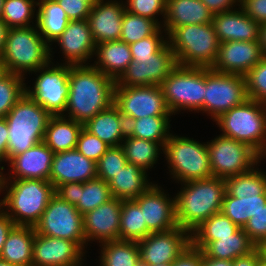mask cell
I'll return each instance as SVG.
<instances>
[{
  "mask_svg": "<svg viewBox=\"0 0 266 266\" xmlns=\"http://www.w3.org/2000/svg\"><path fill=\"white\" fill-rule=\"evenodd\" d=\"M122 201L112 198L83 215L86 245L90 241L100 243L119 240Z\"/></svg>",
  "mask_w": 266,
  "mask_h": 266,
  "instance_id": "21",
  "label": "cell"
},
{
  "mask_svg": "<svg viewBox=\"0 0 266 266\" xmlns=\"http://www.w3.org/2000/svg\"><path fill=\"white\" fill-rule=\"evenodd\" d=\"M127 163L121 146L110 147L96 163L97 178L108 183Z\"/></svg>",
  "mask_w": 266,
  "mask_h": 266,
  "instance_id": "44",
  "label": "cell"
},
{
  "mask_svg": "<svg viewBox=\"0 0 266 266\" xmlns=\"http://www.w3.org/2000/svg\"><path fill=\"white\" fill-rule=\"evenodd\" d=\"M34 238V227L15 226L3 245L0 259L17 266H32Z\"/></svg>",
  "mask_w": 266,
  "mask_h": 266,
  "instance_id": "32",
  "label": "cell"
},
{
  "mask_svg": "<svg viewBox=\"0 0 266 266\" xmlns=\"http://www.w3.org/2000/svg\"><path fill=\"white\" fill-rule=\"evenodd\" d=\"M64 9L70 21L87 19L91 6L83 0H56Z\"/></svg>",
  "mask_w": 266,
  "mask_h": 266,
  "instance_id": "50",
  "label": "cell"
},
{
  "mask_svg": "<svg viewBox=\"0 0 266 266\" xmlns=\"http://www.w3.org/2000/svg\"><path fill=\"white\" fill-rule=\"evenodd\" d=\"M84 124L65 116H51L48 120L43 142L53 153L76 149Z\"/></svg>",
  "mask_w": 266,
  "mask_h": 266,
  "instance_id": "30",
  "label": "cell"
},
{
  "mask_svg": "<svg viewBox=\"0 0 266 266\" xmlns=\"http://www.w3.org/2000/svg\"><path fill=\"white\" fill-rule=\"evenodd\" d=\"M245 79L247 97L266 105V56L245 75Z\"/></svg>",
  "mask_w": 266,
  "mask_h": 266,
  "instance_id": "45",
  "label": "cell"
},
{
  "mask_svg": "<svg viewBox=\"0 0 266 266\" xmlns=\"http://www.w3.org/2000/svg\"><path fill=\"white\" fill-rule=\"evenodd\" d=\"M162 152L169 164V172L177 182L184 183L213 176L205 143L171 133Z\"/></svg>",
  "mask_w": 266,
  "mask_h": 266,
  "instance_id": "9",
  "label": "cell"
},
{
  "mask_svg": "<svg viewBox=\"0 0 266 266\" xmlns=\"http://www.w3.org/2000/svg\"><path fill=\"white\" fill-rule=\"evenodd\" d=\"M159 28L160 26L155 21L125 10L120 40L130 45L153 35Z\"/></svg>",
  "mask_w": 266,
  "mask_h": 266,
  "instance_id": "42",
  "label": "cell"
},
{
  "mask_svg": "<svg viewBox=\"0 0 266 266\" xmlns=\"http://www.w3.org/2000/svg\"><path fill=\"white\" fill-rule=\"evenodd\" d=\"M147 177V172L144 169L127 163L108 182L113 198H118L121 201L135 200L153 184L149 183Z\"/></svg>",
  "mask_w": 266,
  "mask_h": 266,
  "instance_id": "31",
  "label": "cell"
},
{
  "mask_svg": "<svg viewBox=\"0 0 266 266\" xmlns=\"http://www.w3.org/2000/svg\"><path fill=\"white\" fill-rule=\"evenodd\" d=\"M137 266H172V263H164V264L150 265V264H143V263L140 262Z\"/></svg>",
  "mask_w": 266,
  "mask_h": 266,
  "instance_id": "62",
  "label": "cell"
},
{
  "mask_svg": "<svg viewBox=\"0 0 266 266\" xmlns=\"http://www.w3.org/2000/svg\"><path fill=\"white\" fill-rule=\"evenodd\" d=\"M112 198L108 183L100 178H95L79 183L78 203L75 207L80 214L84 215L101 204L110 201Z\"/></svg>",
  "mask_w": 266,
  "mask_h": 266,
  "instance_id": "40",
  "label": "cell"
},
{
  "mask_svg": "<svg viewBox=\"0 0 266 266\" xmlns=\"http://www.w3.org/2000/svg\"><path fill=\"white\" fill-rule=\"evenodd\" d=\"M162 189L153 183L134 200L142 210L147 229L151 233L166 232L179 227L176 220L175 197L170 198Z\"/></svg>",
  "mask_w": 266,
  "mask_h": 266,
  "instance_id": "18",
  "label": "cell"
},
{
  "mask_svg": "<svg viewBox=\"0 0 266 266\" xmlns=\"http://www.w3.org/2000/svg\"><path fill=\"white\" fill-rule=\"evenodd\" d=\"M51 115L26 93L5 116L8 123L7 162L43 142Z\"/></svg>",
  "mask_w": 266,
  "mask_h": 266,
  "instance_id": "6",
  "label": "cell"
},
{
  "mask_svg": "<svg viewBox=\"0 0 266 266\" xmlns=\"http://www.w3.org/2000/svg\"><path fill=\"white\" fill-rule=\"evenodd\" d=\"M0 266H17V265L11 264L5 260L0 259Z\"/></svg>",
  "mask_w": 266,
  "mask_h": 266,
  "instance_id": "65",
  "label": "cell"
},
{
  "mask_svg": "<svg viewBox=\"0 0 266 266\" xmlns=\"http://www.w3.org/2000/svg\"><path fill=\"white\" fill-rule=\"evenodd\" d=\"M121 147L127 162L141 167L146 172L156 164L160 151H163V147L157 142L139 139L127 134Z\"/></svg>",
  "mask_w": 266,
  "mask_h": 266,
  "instance_id": "38",
  "label": "cell"
},
{
  "mask_svg": "<svg viewBox=\"0 0 266 266\" xmlns=\"http://www.w3.org/2000/svg\"><path fill=\"white\" fill-rule=\"evenodd\" d=\"M99 266H137L140 262V250L134 241H108L101 243Z\"/></svg>",
  "mask_w": 266,
  "mask_h": 266,
  "instance_id": "37",
  "label": "cell"
},
{
  "mask_svg": "<svg viewBox=\"0 0 266 266\" xmlns=\"http://www.w3.org/2000/svg\"><path fill=\"white\" fill-rule=\"evenodd\" d=\"M150 233L139 205L134 200L122 201L119 240L138 242Z\"/></svg>",
  "mask_w": 266,
  "mask_h": 266,
  "instance_id": "39",
  "label": "cell"
},
{
  "mask_svg": "<svg viewBox=\"0 0 266 266\" xmlns=\"http://www.w3.org/2000/svg\"><path fill=\"white\" fill-rule=\"evenodd\" d=\"M34 229L38 234L68 239L76 242L83 250L87 248L83 215L75 205L62 200L56 194L51 197Z\"/></svg>",
  "mask_w": 266,
  "mask_h": 266,
  "instance_id": "14",
  "label": "cell"
},
{
  "mask_svg": "<svg viewBox=\"0 0 266 266\" xmlns=\"http://www.w3.org/2000/svg\"><path fill=\"white\" fill-rule=\"evenodd\" d=\"M163 19V31L167 35L173 28L212 23L213 13L201 0H166Z\"/></svg>",
  "mask_w": 266,
  "mask_h": 266,
  "instance_id": "27",
  "label": "cell"
},
{
  "mask_svg": "<svg viewBox=\"0 0 266 266\" xmlns=\"http://www.w3.org/2000/svg\"><path fill=\"white\" fill-rule=\"evenodd\" d=\"M223 132L238 142L249 145L262 158L266 155V105L247 99L221 114L216 120Z\"/></svg>",
  "mask_w": 266,
  "mask_h": 266,
  "instance_id": "8",
  "label": "cell"
},
{
  "mask_svg": "<svg viewBox=\"0 0 266 266\" xmlns=\"http://www.w3.org/2000/svg\"><path fill=\"white\" fill-rule=\"evenodd\" d=\"M69 65H88L94 57L96 43L93 40L87 19L70 21L62 34L55 39ZM87 62V63H86Z\"/></svg>",
  "mask_w": 266,
  "mask_h": 266,
  "instance_id": "22",
  "label": "cell"
},
{
  "mask_svg": "<svg viewBox=\"0 0 266 266\" xmlns=\"http://www.w3.org/2000/svg\"><path fill=\"white\" fill-rule=\"evenodd\" d=\"M8 31L9 27L5 24V22L2 19H0V59L4 51L5 41Z\"/></svg>",
  "mask_w": 266,
  "mask_h": 266,
  "instance_id": "59",
  "label": "cell"
},
{
  "mask_svg": "<svg viewBox=\"0 0 266 266\" xmlns=\"http://www.w3.org/2000/svg\"><path fill=\"white\" fill-rule=\"evenodd\" d=\"M203 253L192 244L172 263V266H201Z\"/></svg>",
  "mask_w": 266,
  "mask_h": 266,
  "instance_id": "52",
  "label": "cell"
},
{
  "mask_svg": "<svg viewBox=\"0 0 266 266\" xmlns=\"http://www.w3.org/2000/svg\"><path fill=\"white\" fill-rule=\"evenodd\" d=\"M15 226L13 220L0 208V254L10 231Z\"/></svg>",
  "mask_w": 266,
  "mask_h": 266,
  "instance_id": "55",
  "label": "cell"
},
{
  "mask_svg": "<svg viewBox=\"0 0 266 266\" xmlns=\"http://www.w3.org/2000/svg\"><path fill=\"white\" fill-rule=\"evenodd\" d=\"M87 2L91 7L94 6L99 0H83Z\"/></svg>",
  "mask_w": 266,
  "mask_h": 266,
  "instance_id": "68",
  "label": "cell"
},
{
  "mask_svg": "<svg viewBox=\"0 0 266 266\" xmlns=\"http://www.w3.org/2000/svg\"><path fill=\"white\" fill-rule=\"evenodd\" d=\"M126 125L124 116L113 103L110 107L89 119L84 124V128L110 147H117L121 146L127 134Z\"/></svg>",
  "mask_w": 266,
  "mask_h": 266,
  "instance_id": "28",
  "label": "cell"
},
{
  "mask_svg": "<svg viewBox=\"0 0 266 266\" xmlns=\"http://www.w3.org/2000/svg\"><path fill=\"white\" fill-rule=\"evenodd\" d=\"M240 7L257 23H266V0H240Z\"/></svg>",
  "mask_w": 266,
  "mask_h": 266,
  "instance_id": "51",
  "label": "cell"
},
{
  "mask_svg": "<svg viewBox=\"0 0 266 266\" xmlns=\"http://www.w3.org/2000/svg\"><path fill=\"white\" fill-rule=\"evenodd\" d=\"M1 190L7 194L0 208L16 226L35 227L55 194L53 184L40 179H2Z\"/></svg>",
  "mask_w": 266,
  "mask_h": 266,
  "instance_id": "3",
  "label": "cell"
},
{
  "mask_svg": "<svg viewBox=\"0 0 266 266\" xmlns=\"http://www.w3.org/2000/svg\"><path fill=\"white\" fill-rule=\"evenodd\" d=\"M55 194L69 204L76 205L78 203L79 182L60 184L55 188Z\"/></svg>",
  "mask_w": 266,
  "mask_h": 266,
  "instance_id": "53",
  "label": "cell"
},
{
  "mask_svg": "<svg viewBox=\"0 0 266 266\" xmlns=\"http://www.w3.org/2000/svg\"><path fill=\"white\" fill-rule=\"evenodd\" d=\"M243 230L257 247L266 242V205L247 221Z\"/></svg>",
  "mask_w": 266,
  "mask_h": 266,
  "instance_id": "49",
  "label": "cell"
},
{
  "mask_svg": "<svg viewBox=\"0 0 266 266\" xmlns=\"http://www.w3.org/2000/svg\"><path fill=\"white\" fill-rule=\"evenodd\" d=\"M256 248V244L243 228H240L231 236L219 237V240L210 241L201 251L204 257L233 261L239 256L253 252Z\"/></svg>",
  "mask_w": 266,
  "mask_h": 266,
  "instance_id": "34",
  "label": "cell"
},
{
  "mask_svg": "<svg viewBox=\"0 0 266 266\" xmlns=\"http://www.w3.org/2000/svg\"><path fill=\"white\" fill-rule=\"evenodd\" d=\"M184 187H183V185ZM175 197L176 220L190 235L212 215L221 212L225 179L215 176L181 183Z\"/></svg>",
  "mask_w": 266,
  "mask_h": 266,
  "instance_id": "2",
  "label": "cell"
},
{
  "mask_svg": "<svg viewBox=\"0 0 266 266\" xmlns=\"http://www.w3.org/2000/svg\"><path fill=\"white\" fill-rule=\"evenodd\" d=\"M162 28L160 27L153 35L130 44L133 59L152 58V55L158 53L168 43L167 37L162 36Z\"/></svg>",
  "mask_w": 266,
  "mask_h": 266,
  "instance_id": "46",
  "label": "cell"
},
{
  "mask_svg": "<svg viewBox=\"0 0 266 266\" xmlns=\"http://www.w3.org/2000/svg\"><path fill=\"white\" fill-rule=\"evenodd\" d=\"M247 99L245 76L205 68L204 113L213 121Z\"/></svg>",
  "mask_w": 266,
  "mask_h": 266,
  "instance_id": "13",
  "label": "cell"
},
{
  "mask_svg": "<svg viewBox=\"0 0 266 266\" xmlns=\"http://www.w3.org/2000/svg\"><path fill=\"white\" fill-rule=\"evenodd\" d=\"M94 55L93 66L115 81L133 60L130 45L121 40L96 44Z\"/></svg>",
  "mask_w": 266,
  "mask_h": 266,
  "instance_id": "29",
  "label": "cell"
},
{
  "mask_svg": "<svg viewBox=\"0 0 266 266\" xmlns=\"http://www.w3.org/2000/svg\"><path fill=\"white\" fill-rule=\"evenodd\" d=\"M110 148L108 144L82 128L77 141L76 149L86 158L98 162L102 155Z\"/></svg>",
  "mask_w": 266,
  "mask_h": 266,
  "instance_id": "48",
  "label": "cell"
},
{
  "mask_svg": "<svg viewBox=\"0 0 266 266\" xmlns=\"http://www.w3.org/2000/svg\"><path fill=\"white\" fill-rule=\"evenodd\" d=\"M23 76L8 73L0 80V118L5 117L26 93Z\"/></svg>",
  "mask_w": 266,
  "mask_h": 266,
  "instance_id": "43",
  "label": "cell"
},
{
  "mask_svg": "<svg viewBox=\"0 0 266 266\" xmlns=\"http://www.w3.org/2000/svg\"><path fill=\"white\" fill-rule=\"evenodd\" d=\"M1 59L8 73L23 77L53 60L50 45L40 35L37 25L9 28Z\"/></svg>",
  "mask_w": 266,
  "mask_h": 266,
  "instance_id": "7",
  "label": "cell"
},
{
  "mask_svg": "<svg viewBox=\"0 0 266 266\" xmlns=\"http://www.w3.org/2000/svg\"><path fill=\"white\" fill-rule=\"evenodd\" d=\"M240 227L233 223L222 212L212 215L205 220L191 234V244L201 250L210 241L219 240V237L231 236L236 233Z\"/></svg>",
  "mask_w": 266,
  "mask_h": 266,
  "instance_id": "36",
  "label": "cell"
},
{
  "mask_svg": "<svg viewBox=\"0 0 266 266\" xmlns=\"http://www.w3.org/2000/svg\"><path fill=\"white\" fill-rule=\"evenodd\" d=\"M37 8L38 31L43 39L50 45L51 58L53 57L52 43L62 34L70 20L64 9L56 0H38Z\"/></svg>",
  "mask_w": 266,
  "mask_h": 266,
  "instance_id": "33",
  "label": "cell"
},
{
  "mask_svg": "<svg viewBox=\"0 0 266 266\" xmlns=\"http://www.w3.org/2000/svg\"><path fill=\"white\" fill-rule=\"evenodd\" d=\"M36 6L38 2L35 0H5L1 19L9 28H19L34 26L33 19L36 17L35 25H37Z\"/></svg>",
  "mask_w": 266,
  "mask_h": 266,
  "instance_id": "41",
  "label": "cell"
},
{
  "mask_svg": "<svg viewBox=\"0 0 266 266\" xmlns=\"http://www.w3.org/2000/svg\"><path fill=\"white\" fill-rule=\"evenodd\" d=\"M143 264L173 263L191 245V235L181 227L166 232L150 233L137 242Z\"/></svg>",
  "mask_w": 266,
  "mask_h": 266,
  "instance_id": "17",
  "label": "cell"
},
{
  "mask_svg": "<svg viewBox=\"0 0 266 266\" xmlns=\"http://www.w3.org/2000/svg\"><path fill=\"white\" fill-rule=\"evenodd\" d=\"M263 57L259 41H228L220 43L211 69L245 76Z\"/></svg>",
  "mask_w": 266,
  "mask_h": 266,
  "instance_id": "20",
  "label": "cell"
},
{
  "mask_svg": "<svg viewBox=\"0 0 266 266\" xmlns=\"http://www.w3.org/2000/svg\"><path fill=\"white\" fill-rule=\"evenodd\" d=\"M124 12L123 1L99 0L91 7L87 21L96 44L120 40Z\"/></svg>",
  "mask_w": 266,
  "mask_h": 266,
  "instance_id": "24",
  "label": "cell"
},
{
  "mask_svg": "<svg viewBox=\"0 0 266 266\" xmlns=\"http://www.w3.org/2000/svg\"><path fill=\"white\" fill-rule=\"evenodd\" d=\"M257 266H266V259L262 257V258L259 260Z\"/></svg>",
  "mask_w": 266,
  "mask_h": 266,
  "instance_id": "67",
  "label": "cell"
},
{
  "mask_svg": "<svg viewBox=\"0 0 266 266\" xmlns=\"http://www.w3.org/2000/svg\"><path fill=\"white\" fill-rule=\"evenodd\" d=\"M4 3H5V0H0V19L3 13Z\"/></svg>",
  "mask_w": 266,
  "mask_h": 266,
  "instance_id": "66",
  "label": "cell"
},
{
  "mask_svg": "<svg viewBox=\"0 0 266 266\" xmlns=\"http://www.w3.org/2000/svg\"><path fill=\"white\" fill-rule=\"evenodd\" d=\"M259 248L262 251L263 258L266 259V242H264Z\"/></svg>",
  "mask_w": 266,
  "mask_h": 266,
  "instance_id": "64",
  "label": "cell"
},
{
  "mask_svg": "<svg viewBox=\"0 0 266 266\" xmlns=\"http://www.w3.org/2000/svg\"><path fill=\"white\" fill-rule=\"evenodd\" d=\"M54 153L41 142L23 153L15 155L8 163L12 173L2 179H40L49 181Z\"/></svg>",
  "mask_w": 266,
  "mask_h": 266,
  "instance_id": "25",
  "label": "cell"
},
{
  "mask_svg": "<svg viewBox=\"0 0 266 266\" xmlns=\"http://www.w3.org/2000/svg\"><path fill=\"white\" fill-rule=\"evenodd\" d=\"M259 43L263 56H266V23L260 24Z\"/></svg>",
  "mask_w": 266,
  "mask_h": 266,
  "instance_id": "60",
  "label": "cell"
},
{
  "mask_svg": "<svg viewBox=\"0 0 266 266\" xmlns=\"http://www.w3.org/2000/svg\"><path fill=\"white\" fill-rule=\"evenodd\" d=\"M201 266H232V260L208 258L202 256Z\"/></svg>",
  "mask_w": 266,
  "mask_h": 266,
  "instance_id": "58",
  "label": "cell"
},
{
  "mask_svg": "<svg viewBox=\"0 0 266 266\" xmlns=\"http://www.w3.org/2000/svg\"><path fill=\"white\" fill-rule=\"evenodd\" d=\"M95 178L96 162L86 158L77 149L54 154L49 177L54 188L64 183H84Z\"/></svg>",
  "mask_w": 266,
  "mask_h": 266,
  "instance_id": "23",
  "label": "cell"
},
{
  "mask_svg": "<svg viewBox=\"0 0 266 266\" xmlns=\"http://www.w3.org/2000/svg\"><path fill=\"white\" fill-rule=\"evenodd\" d=\"M206 145L213 176L222 179L247 173L263 159L249 145L222 134Z\"/></svg>",
  "mask_w": 266,
  "mask_h": 266,
  "instance_id": "11",
  "label": "cell"
},
{
  "mask_svg": "<svg viewBox=\"0 0 266 266\" xmlns=\"http://www.w3.org/2000/svg\"><path fill=\"white\" fill-rule=\"evenodd\" d=\"M262 257V251L257 247L253 252L235 258L232 261V266H257Z\"/></svg>",
  "mask_w": 266,
  "mask_h": 266,
  "instance_id": "56",
  "label": "cell"
},
{
  "mask_svg": "<svg viewBox=\"0 0 266 266\" xmlns=\"http://www.w3.org/2000/svg\"><path fill=\"white\" fill-rule=\"evenodd\" d=\"M177 65L175 54L167 43L152 58L133 59L115 82L122 86H157Z\"/></svg>",
  "mask_w": 266,
  "mask_h": 266,
  "instance_id": "16",
  "label": "cell"
},
{
  "mask_svg": "<svg viewBox=\"0 0 266 266\" xmlns=\"http://www.w3.org/2000/svg\"><path fill=\"white\" fill-rule=\"evenodd\" d=\"M256 167L225 179L221 212L240 228L266 205V172Z\"/></svg>",
  "mask_w": 266,
  "mask_h": 266,
  "instance_id": "4",
  "label": "cell"
},
{
  "mask_svg": "<svg viewBox=\"0 0 266 266\" xmlns=\"http://www.w3.org/2000/svg\"><path fill=\"white\" fill-rule=\"evenodd\" d=\"M8 134V123L5 117L0 118V165L7 162Z\"/></svg>",
  "mask_w": 266,
  "mask_h": 266,
  "instance_id": "57",
  "label": "cell"
},
{
  "mask_svg": "<svg viewBox=\"0 0 266 266\" xmlns=\"http://www.w3.org/2000/svg\"><path fill=\"white\" fill-rule=\"evenodd\" d=\"M212 24L220 43L259 41L260 24L248 17L240 6L237 10L214 14Z\"/></svg>",
  "mask_w": 266,
  "mask_h": 266,
  "instance_id": "26",
  "label": "cell"
},
{
  "mask_svg": "<svg viewBox=\"0 0 266 266\" xmlns=\"http://www.w3.org/2000/svg\"><path fill=\"white\" fill-rule=\"evenodd\" d=\"M114 104L118 107L126 122L149 116H172L160 85H115Z\"/></svg>",
  "mask_w": 266,
  "mask_h": 266,
  "instance_id": "15",
  "label": "cell"
},
{
  "mask_svg": "<svg viewBox=\"0 0 266 266\" xmlns=\"http://www.w3.org/2000/svg\"><path fill=\"white\" fill-rule=\"evenodd\" d=\"M125 4L126 11L149 18L155 21L160 27L163 26L158 21L159 19H157L156 15L161 14L162 17L165 16L166 0H127Z\"/></svg>",
  "mask_w": 266,
  "mask_h": 266,
  "instance_id": "47",
  "label": "cell"
},
{
  "mask_svg": "<svg viewBox=\"0 0 266 266\" xmlns=\"http://www.w3.org/2000/svg\"><path fill=\"white\" fill-rule=\"evenodd\" d=\"M160 87L172 115L187 109L204 113L205 68L177 65Z\"/></svg>",
  "mask_w": 266,
  "mask_h": 266,
  "instance_id": "10",
  "label": "cell"
},
{
  "mask_svg": "<svg viewBox=\"0 0 266 266\" xmlns=\"http://www.w3.org/2000/svg\"><path fill=\"white\" fill-rule=\"evenodd\" d=\"M8 74L5 63L0 59V80Z\"/></svg>",
  "mask_w": 266,
  "mask_h": 266,
  "instance_id": "61",
  "label": "cell"
},
{
  "mask_svg": "<svg viewBox=\"0 0 266 266\" xmlns=\"http://www.w3.org/2000/svg\"><path fill=\"white\" fill-rule=\"evenodd\" d=\"M84 254L76 242L35 232L32 266H79Z\"/></svg>",
  "mask_w": 266,
  "mask_h": 266,
  "instance_id": "19",
  "label": "cell"
},
{
  "mask_svg": "<svg viewBox=\"0 0 266 266\" xmlns=\"http://www.w3.org/2000/svg\"><path fill=\"white\" fill-rule=\"evenodd\" d=\"M170 116H149L128 120L127 135L159 143L162 147L170 137Z\"/></svg>",
  "mask_w": 266,
  "mask_h": 266,
  "instance_id": "35",
  "label": "cell"
},
{
  "mask_svg": "<svg viewBox=\"0 0 266 266\" xmlns=\"http://www.w3.org/2000/svg\"><path fill=\"white\" fill-rule=\"evenodd\" d=\"M206 7L214 14L231 11L236 6H240V0H201ZM236 6H235V5Z\"/></svg>",
  "mask_w": 266,
  "mask_h": 266,
  "instance_id": "54",
  "label": "cell"
},
{
  "mask_svg": "<svg viewBox=\"0 0 266 266\" xmlns=\"http://www.w3.org/2000/svg\"><path fill=\"white\" fill-rule=\"evenodd\" d=\"M3 170H5L4 166H0V192L2 193V178H3ZM2 171V172H1ZM0 193V194H1Z\"/></svg>",
  "mask_w": 266,
  "mask_h": 266,
  "instance_id": "63",
  "label": "cell"
},
{
  "mask_svg": "<svg viewBox=\"0 0 266 266\" xmlns=\"http://www.w3.org/2000/svg\"><path fill=\"white\" fill-rule=\"evenodd\" d=\"M115 85V80L92 64L70 65L69 94L65 108L67 114L62 116L85 124L114 103Z\"/></svg>",
  "mask_w": 266,
  "mask_h": 266,
  "instance_id": "1",
  "label": "cell"
},
{
  "mask_svg": "<svg viewBox=\"0 0 266 266\" xmlns=\"http://www.w3.org/2000/svg\"><path fill=\"white\" fill-rule=\"evenodd\" d=\"M167 36L178 65L208 69L213 67L220 42L212 23L173 28Z\"/></svg>",
  "mask_w": 266,
  "mask_h": 266,
  "instance_id": "5",
  "label": "cell"
},
{
  "mask_svg": "<svg viewBox=\"0 0 266 266\" xmlns=\"http://www.w3.org/2000/svg\"><path fill=\"white\" fill-rule=\"evenodd\" d=\"M49 62L34 73L35 84L32 88L26 87V94L37 104L42 106L51 116L63 115L69 94V64ZM63 64V65H62ZM51 66V67H50Z\"/></svg>",
  "mask_w": 266,
  "mask_h": 266,
  "instance_id": "12",
  "label": "cell"
}]
</instances>
